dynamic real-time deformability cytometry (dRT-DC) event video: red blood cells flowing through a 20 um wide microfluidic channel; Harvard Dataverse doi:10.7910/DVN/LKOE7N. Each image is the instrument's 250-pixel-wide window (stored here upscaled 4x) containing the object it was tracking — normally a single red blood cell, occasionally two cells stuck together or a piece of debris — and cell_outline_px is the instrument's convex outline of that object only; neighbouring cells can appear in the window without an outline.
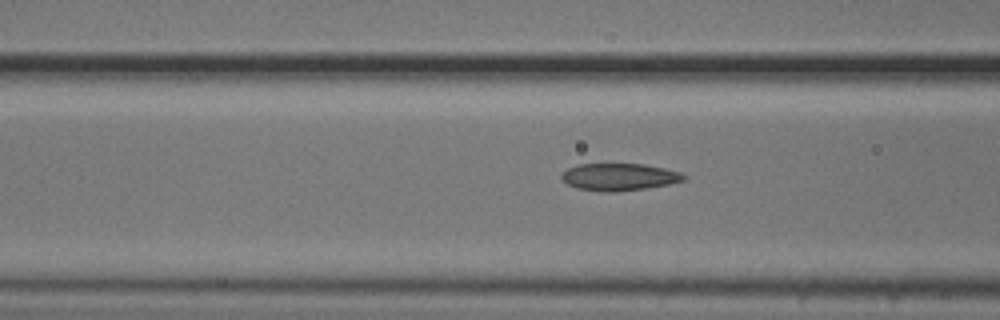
{"species": "common noctule bat (a hibernating species)", "species_latin": "Nyctalus noctula", "temperature_condition": "cold", "stored_images_in_passage": 34, "camera_frame_rate_fps": 3000, "um_per_image_px": 0.085, "animal": {"sex": "male", "body_mass_g": 20.5, "forearm_length_mm": 52.5}, "frame": {"image": 1, "passage_image": 12, "time_ms": 3.667, "image_size_px": [1000, 320], "cell_outline_px": [[688, 176], [684, 180], [668, 184], [644, 188], [616, 192], [604, 192], [576, 188], [568, 184], [560, 176], [568, 168], [580, 164], [644, 164], [664, 168], [680, 172]], "centroid_in_image_um": [52.64, 15.04], "position_along_channel_um": 114.0, "area_um2": 19.25}}
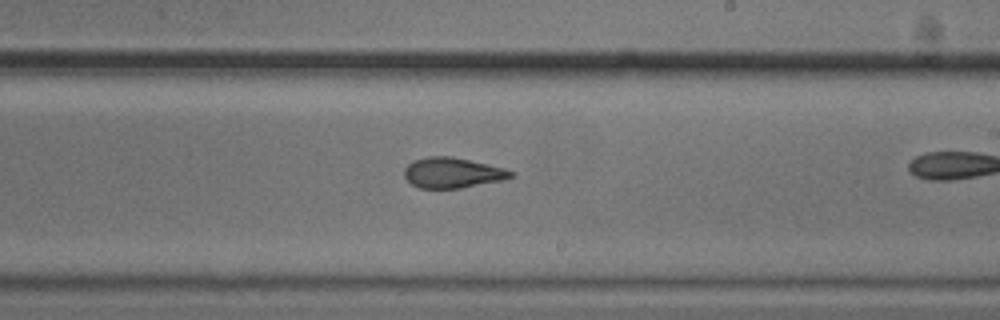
{"frame": {"image": 2, "passage_image": 23, "time_ms": 7.333, "image_size_px": [1000, 320], "cell_outline_px": [[516, 176], [504, 180], [460, 188], [420, 188], [412, 184], [404, 176], [404, 168], [412, 160], [428, 156], [452, 156], [504, 168], [516, 172]], "centroid_in_image_um": [38.48, 14.68], "position_along_channel_um": 250.5, "area_um2": 19.02}}
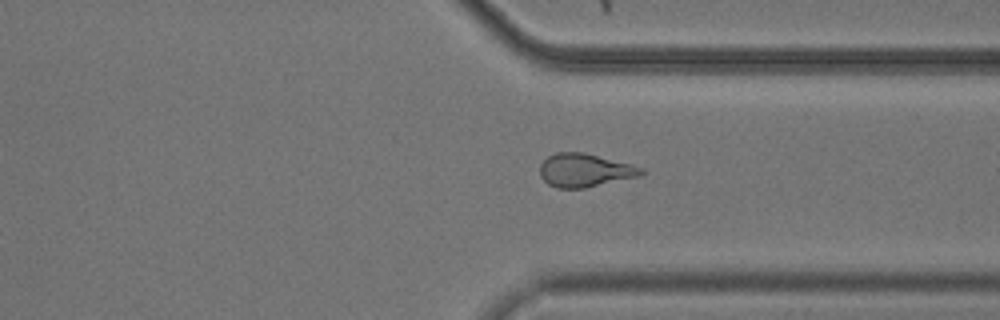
{"frame": {"image": 3, "passage_image": 32, "time_ms": 10.333, "image_size_px": [1000, 320], "cell_outline_px": [[644, 172], [640, 176], [584, 188], [556, 188], [548, 184], [540, 176], [540, 164], [548, 156], [556, 152], [584, 152], [632, 164], [644, 168]], "centroid_in_image_um": [49.7, 14.47], "position_along_channel_um": 361.7, "area_um2": 19.77}}